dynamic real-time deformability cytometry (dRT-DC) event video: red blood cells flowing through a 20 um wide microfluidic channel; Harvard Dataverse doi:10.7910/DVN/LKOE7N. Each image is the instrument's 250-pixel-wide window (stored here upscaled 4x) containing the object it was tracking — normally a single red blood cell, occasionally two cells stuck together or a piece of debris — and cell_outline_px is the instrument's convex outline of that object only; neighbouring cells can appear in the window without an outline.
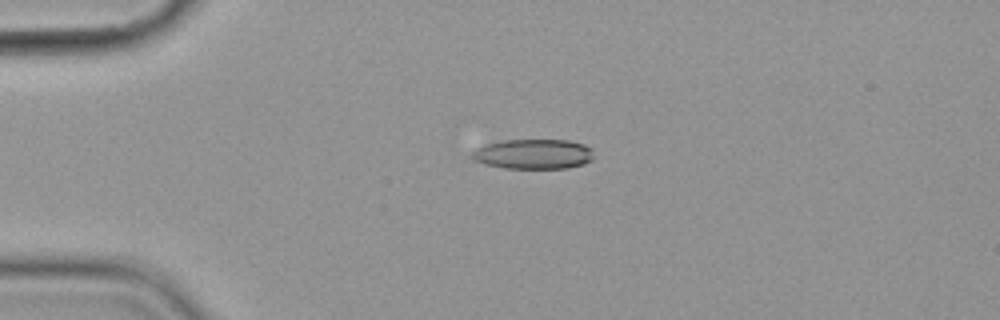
{"species": "common noctule bat (a hibernating species)", "species_latin": "Nyctalus noctula", "temperature_condition": "cold", "stored_images_in_passage": 5, "camera_frame_rate_fps": 3000, "um_per_image_px": 0.085, "animal": {"sex": "female", "body_mass_g": 19.9}, "frame": {"image": 1, "passage_image": 4, "time_ms": 3.667, "image_size_px": [1000, 320], "cell_outline_px": [[592, 160], [584, 164], [568, 168], [504, 168], [484, 164], [472, 160], [472, 152], [476, 148], [484, 144], [504, 140], [568, 140], [584, 144], [592, 148]], "centroid_in_image_um": [45.33, 13.09], "position_along_channel_um": 39.7, "area_um2": 21.39}}